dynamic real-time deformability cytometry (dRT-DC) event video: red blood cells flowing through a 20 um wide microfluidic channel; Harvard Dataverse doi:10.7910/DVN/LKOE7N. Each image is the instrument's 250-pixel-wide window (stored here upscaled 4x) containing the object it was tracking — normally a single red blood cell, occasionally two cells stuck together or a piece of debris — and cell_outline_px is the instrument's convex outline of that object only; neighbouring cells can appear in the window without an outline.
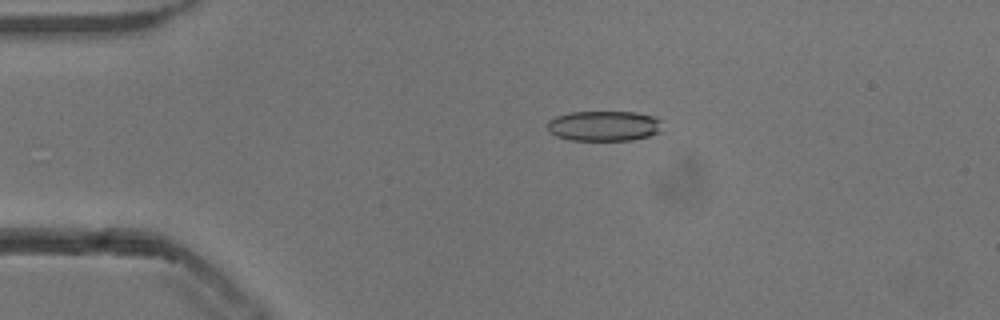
{"species": "common noctule bat (a hibernating species)", "species_latin": "Nyctalus noctula", "temperature_condition": "cold", "stored_images_in_passage": 48, "camera_frame_rate_fps": 3000, "um_per_image_px": 0.085, "animal": {"sex": "male", "body_mass_g": 13.3}, "frame": {"image": 1, "passage_image": 6, "time_ms": 1.667, "image_size_px": [1000, 320], "cell_outline_px": [[660, 120], [656, 132], [648, 136], [632, 140], [572, 140], [556, 136], [548, 132], [548, 120], [556, 116], [572, 112], [636, 112], [656, 116]], "centroid_in_image_um": [51.28, 10.69], "position_along_channel_um": 33.7, "area_um2": 20.06}}
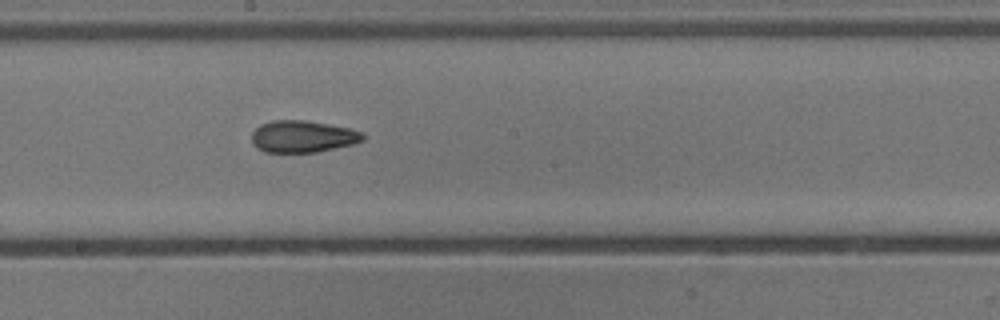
{"frame": {"image": 2, "passage_image": 24, "time_ms": 7.667, "image_size_px": [1000, 320], "cell_outline_px": [[364, 140], [352, 144], [316, 152], [264, 152], [256, 148], [252, 144], [252, 132], [260, 124], [272, 120], [304, 120], [328, 124], [348, 128], [360, 132], [364, 136]], "centroid_in_image_um": [25.67, 11.6], "position_along_channel_um": 222.5, "area_um2": 20.58}}
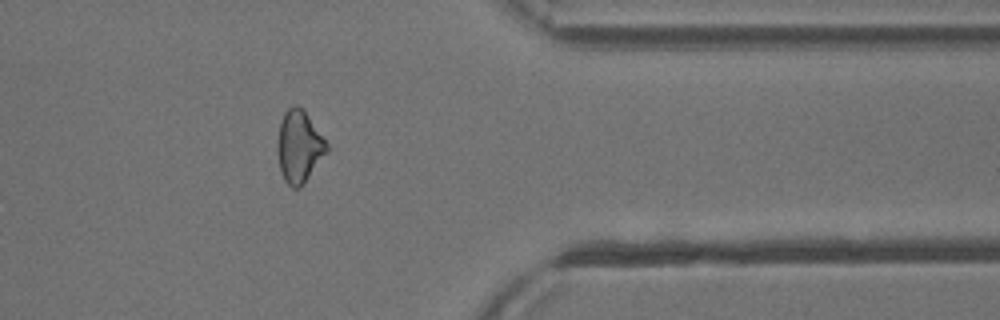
{"frame": {"image": 3, "passage_image": 38, "time_ms": 12.333, "image_size_px": [1000, 320], "cell_outline_px": [[328, 152], [300, 188], [292, 188], [284, 180], [280, 168], [276, 148], [276, 144], [280, 124], [284, 112], [288, 108], [296, 104], [304, 108], [328, 144]], "centroid_in_image_um": [25.42, 12.44], "position_along_channel_um": 386.0, "area_um2": 20.92}, "authors_computed_cell_mechanics": {"area_um2": 20.7213, "velocity_mm_per_s": 3.8518, "shape_relaxation_time_tau1_ms": null, "shape_relaxation_time_tau2_ms": 3.9635, "deformation_change_tau1": null, "deformation_change_tau2": 0.1225}}